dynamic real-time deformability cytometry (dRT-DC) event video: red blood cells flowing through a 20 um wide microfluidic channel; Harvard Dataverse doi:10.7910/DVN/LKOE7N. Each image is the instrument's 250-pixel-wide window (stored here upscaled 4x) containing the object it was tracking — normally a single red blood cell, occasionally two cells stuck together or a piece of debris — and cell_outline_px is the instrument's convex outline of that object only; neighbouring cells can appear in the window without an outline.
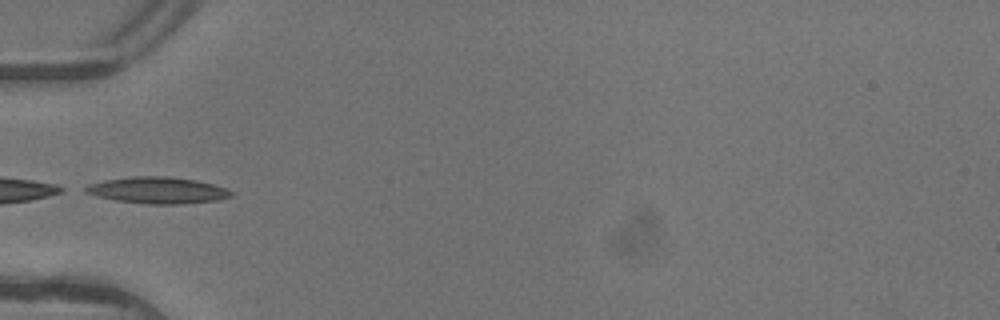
{"species": "common noctule bat (a hibernating species)", "species_latin": "Nyctalus noctula", "temperature_condition": "warm", "stored_images_in_passage": 5, "camera_frame_rate_fps": 3000, "um_per_image_px": 0.085, "animal": {"sex": "female"}, "frame": {"image": 1, "passage_image": 5, "time_ms": 1.333, "image_size_px": [1000, 320], "cell_outline_px": [[232, 196], [216, 200], [180, 204], [148, 204], [116, 200], [96, 196], [84, 192], [84, 188], [92, 184], [104, 180], [132, 176], [168, 176], [196, 180], [228, 188], [232, 192]], "centroid_in_image_um": [13.41, 16.17], "position_along_channel_um": 71.6, "area_um2": 22.37}}